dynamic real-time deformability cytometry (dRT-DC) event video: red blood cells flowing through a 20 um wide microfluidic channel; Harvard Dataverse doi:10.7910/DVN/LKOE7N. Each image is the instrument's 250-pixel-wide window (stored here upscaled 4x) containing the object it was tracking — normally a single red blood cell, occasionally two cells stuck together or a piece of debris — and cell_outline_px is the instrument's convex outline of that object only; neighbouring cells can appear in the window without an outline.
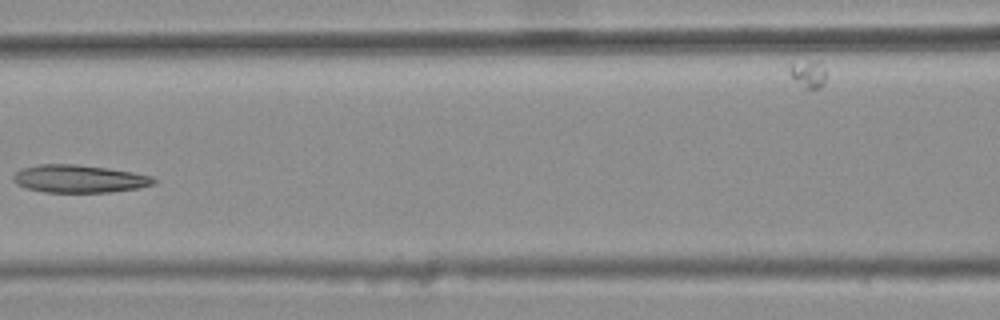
{"species": "common noctule bat (a hibernating species)", "species_latin": "Nyctalus noctula", "temperature_condition": "warm", "stored_images_in_passage": 8, "camera_frame_rate_fps": 3000, "um_per_image_px": 0.085, "animal": {"sex": "female", "body_mass_g": 25.1}, "frame": {"image": 1, "passage_image": 6, "time_ms": 1.667, "image_size_px": [1000, 320], "cell_outline_px": [[156, 184], [140, 188], [112, 192], [44, 192], [28, 188], [16, 184], [12, 180], [12, 176], [20, 168], [40, 164], [76, 164], [108, 168], [132, 172], [152, 176], [156, 180]], "centroid_in_image_um": [6.73, 15.19], "position_along_channel_um": 159.9, "area_um2": 22.89}}
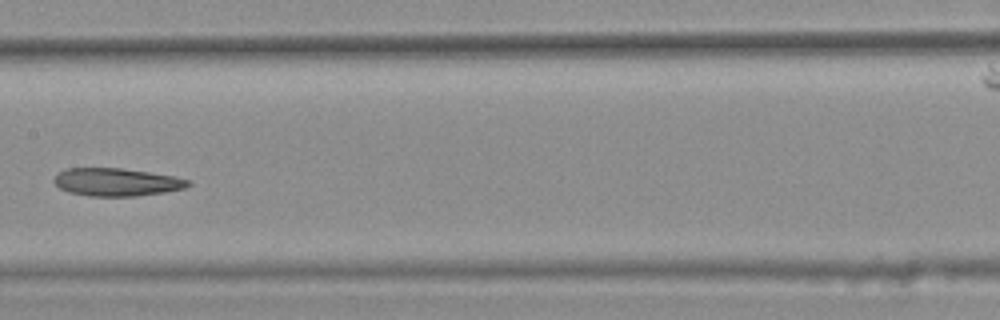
{"frame": {"image": 2, "passage_image": 7, "time_ms": 2.0, "image_size_px": [1000, 320], "cell_outline_px": [[192, 184], [184, 188], [164, 192], [136, 196], [88, 196], [68, 192], [60, 188], [52, 180], [56, 172], [64, 168], [120, 168], [176, 176], [192, 180]], "centroid_in_image_um": [9.89, 15.47], "position_along_channel_um": 197.5, "area_um2": 22.02}}